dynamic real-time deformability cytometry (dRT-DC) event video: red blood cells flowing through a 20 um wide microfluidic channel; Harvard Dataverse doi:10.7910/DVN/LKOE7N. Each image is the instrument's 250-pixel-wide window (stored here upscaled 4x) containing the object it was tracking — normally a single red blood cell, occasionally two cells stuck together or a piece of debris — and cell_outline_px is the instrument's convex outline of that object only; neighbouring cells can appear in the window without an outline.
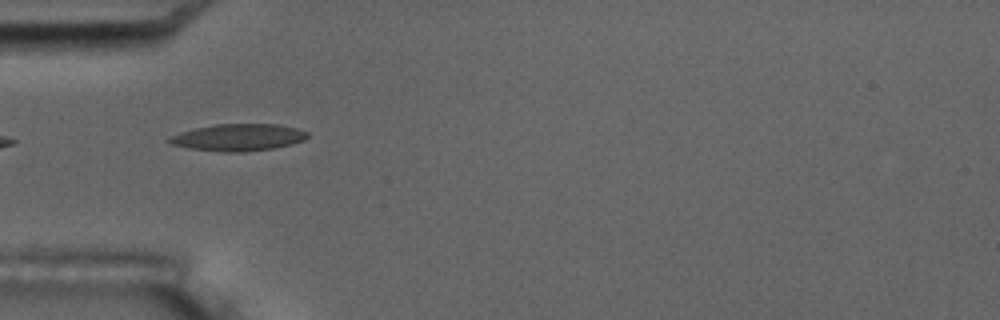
{"species": "common noctule bat (a hibernating species)", "species_latin": "Nyctalus noctula", "temperature_condition": "room temperature", "stored_images_in_passage": 8, "camera_frame_rate_fps": 3000, "um_per_image_px": 0.085, "animal": {"sex": "male", "body_mass_g": 17.5, "forearm_length_mm": 52.3}, "frame": {"image": 1, "passage_image": 5, "time_ms": 4.667, "image_size_px": [1000, 320], "cell_outline_px": [[308, 136], [304, 140], [292, 144], [276, 148], [244, 152], [224, 152], [188, 148], [172, 144], [164, 140], [180, 132], [196, 128], [216, 124], [280, 124], [296, 128], [308, 132]], "centroid_in_image_um": [20.27, 11.68], "position_along_channel_um": 64.7, "area_um2": 21.79}}
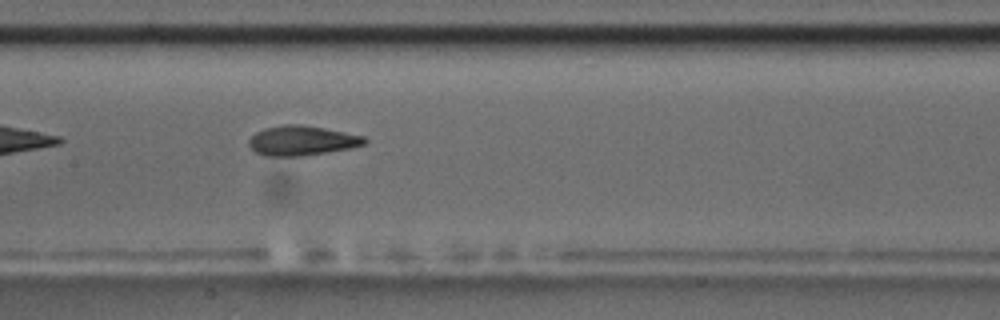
{"frame": {"image": 2, "passage_image": 8, "time_ms": 8.0, "image_size_px": [1000, 320], "cell_outline_px": [[368, 140], [364, 144], [348, 148], [304, 156], [264, 156], [256, 152], [248, 144], [248, 140], [256, 132], [264, 128], [284, 124], [300, 124], [324, 128], [364, 136]], "centroid_in_image_um": [25.62, 11.95], "position_along_channel_um": 181.8, "area_um2": 19.94}}